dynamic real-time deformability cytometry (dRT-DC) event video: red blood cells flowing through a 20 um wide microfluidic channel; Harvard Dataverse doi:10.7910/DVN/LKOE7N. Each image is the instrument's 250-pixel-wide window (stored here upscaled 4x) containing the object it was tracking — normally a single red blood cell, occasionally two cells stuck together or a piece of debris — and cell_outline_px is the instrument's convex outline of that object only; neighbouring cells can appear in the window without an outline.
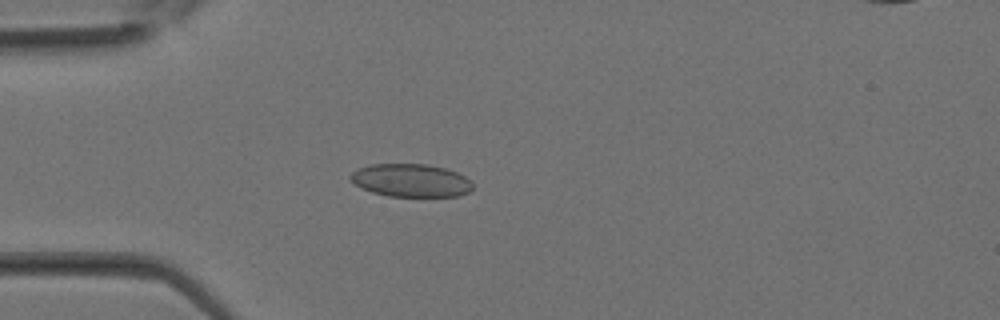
{"species": "Egyptian fruit bat (a non-hibernating species)", "species_latin": "Rousettus aegyptiacus", "temperature_condition": "room temperature", "stored_images_in_passage": 35, "camera_frame_rate_fps": 3000, "um_per_image_px": 0.085, "animal": {"sex": "female"}, "frame": {"image": 1, "passage_image": 10, "time_ms": 3.0, "image_size_px": [1000, 320], "cell_outline_px": [[472, 188], [468, 192], [460, 196], [388, 196], [372, 192], [356, 184], [348, 176], [356, 168], [372, 164], [428, 164], [444, 168], [456, 172], [464, 176], [472, 184]], "centroid_in_image_um": [34.91, 15.33], "position_along_channel_um": 50.1, "area_um2": 23.35}}
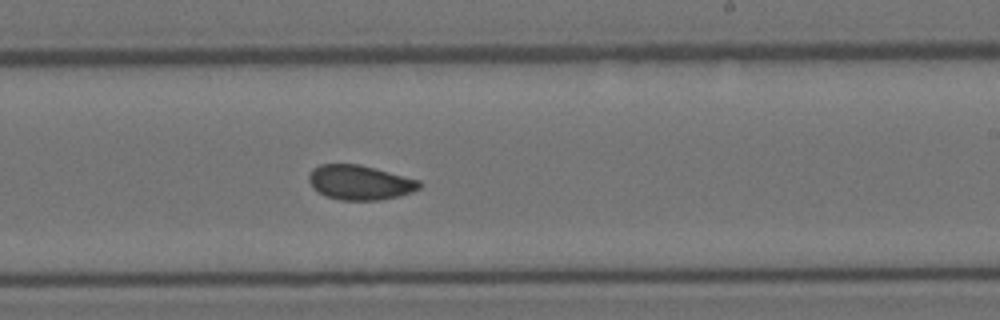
{"frame": {"image": 2, "passage_image": 21, "time_ms": 6.667, "image_size_px": [1000, 320], "cell_outline_px": [[420, 188], [412, 192], [400, 196], [380, 200], [340, 200], [324, 196], [312, 188], [308, 180], [308, 176], [312, 168], [320, 164], [356, 164], [420, 180]], "centroid_in_image_um": [30.54, 15.52], "position_along_channel_um": 258.5, "area_um2": 22.31}}
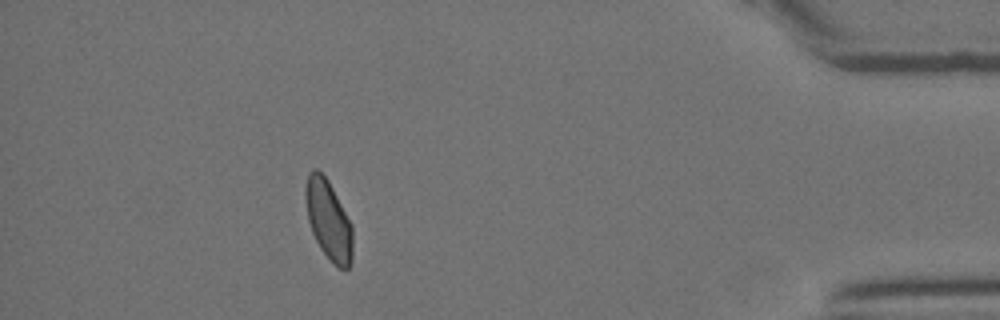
{"frame": {"image": 3, "passage_image": 31, "time_ms": 10.0, "image_size_px": [1000, 320], "cell_outline_px": [[352, 260], [348, 268], [336, 268], [332, 264], [320, 248], [312, 232], [308, 220], [304, 196], [304, 188], [308, 172], [312, 168], [316, 168], [328, 180], [352, 224]], "centroid_in_image_um": [27.9, 18.69], "position_along_channel_um": 407.3, "area_um2": 22.08}}